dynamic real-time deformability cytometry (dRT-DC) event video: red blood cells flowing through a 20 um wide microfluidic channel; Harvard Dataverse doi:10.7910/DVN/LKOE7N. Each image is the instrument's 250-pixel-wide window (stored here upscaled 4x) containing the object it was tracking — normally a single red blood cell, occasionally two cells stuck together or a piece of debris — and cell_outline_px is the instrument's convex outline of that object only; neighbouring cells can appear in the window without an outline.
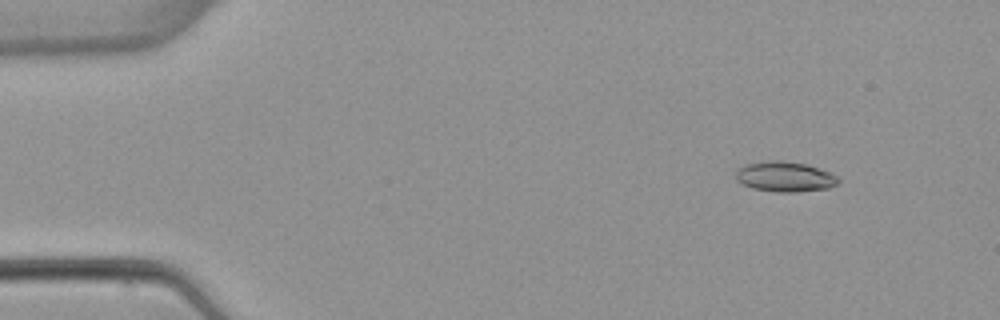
{"species": "common noctule bat (a hibernating species)", "species_latin": "Nyctalus noctula", "temperature_condition": "warm", "stored_images_in_passage": 4, "camera_frame_rate_fps": 3000, "um_per_image_px": 0.085, "animal": {"sex": "female", "body_mass_g": 22.7, "forearm_length_mm": 54.2}, "frame": {"image": 1, "passage_image": 1, "time_ms": 0.0, "image_size_px": [1000, 320], "cell_outline_px": [[840, 180], [836, 184], [828, 188], [796, 192], [776, 192], [752, 188], [736, 180], [736, 168], [744, 164], [764, 160], [780, 160], [808, 164], [840, 176]], "centroid_in_image_um": [66.71, 15.0], "position_along_channel_um": 18.3, "area_um2": 18.32}}
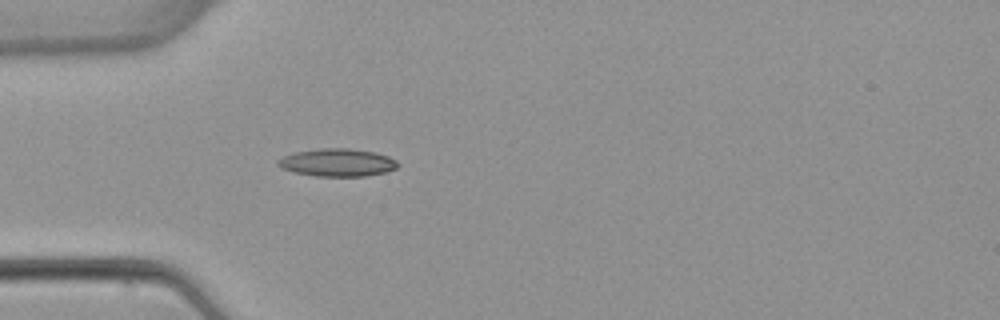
{"frame": {"image": 2, "passage_image": 4, "time_ms": 3.333, "image_size_px": [1000, 320], "cell_outline_px": [[400, 164], [396, 168], [384, 172], [364, 176], [316, 176], [296, 172], [280, 168], [276, 164], [276, 160], [284, 156], [296, 152], [320, 148], [348, 148], [376, 152], [388, 156], [396, 160]], "centroid_in_image_um": [28.67, 13.81], "position_along_channel_um": 56.3, "area_um2": 19.36}}